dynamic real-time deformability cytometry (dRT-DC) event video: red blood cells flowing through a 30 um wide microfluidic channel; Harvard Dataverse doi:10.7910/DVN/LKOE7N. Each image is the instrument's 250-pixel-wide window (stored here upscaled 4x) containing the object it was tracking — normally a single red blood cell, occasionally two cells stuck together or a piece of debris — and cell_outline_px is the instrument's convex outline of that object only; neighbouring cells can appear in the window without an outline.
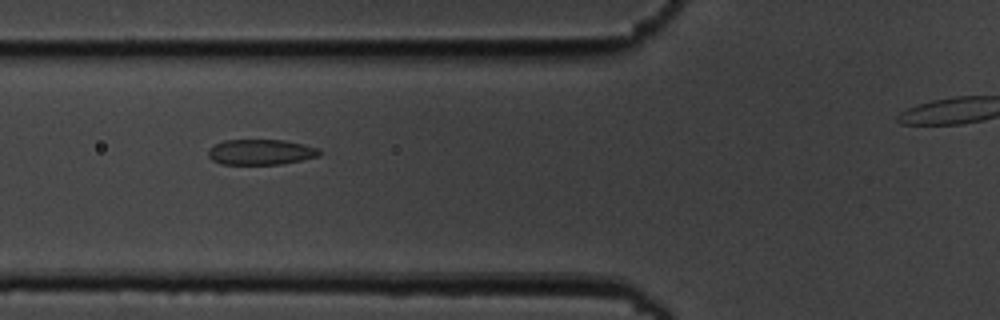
{"species": "common noctule bat (a hibernating species)", "species_latin": "Nyctalus noctula", "temperature_condition": "cold", "stored_images_in_passage": 6, "segment_of_instrument_passage": [1, 2], "camera_frame_rate_fps": 3000, "um_per_image_px": 0.085, "animal": {"sex": "male", "body_mass_g": 19.5, "forearm_length_mm": 54.6}, "frame": {"image": 1, "passage_image": 3, "time_ms": 2.333, "image_size_px": [1000, 320], "cell_outline_px": [[320, 156], [280, 164], [220, 164], [212, 160], [208, 156], [208, 148], [224, 140], [284, 140], [304, 144], [320, 148]], "centroid_in_image_um": [22.16, 12.92], "position_along_channel_um": 103.6, "area_um2": 16.53}}
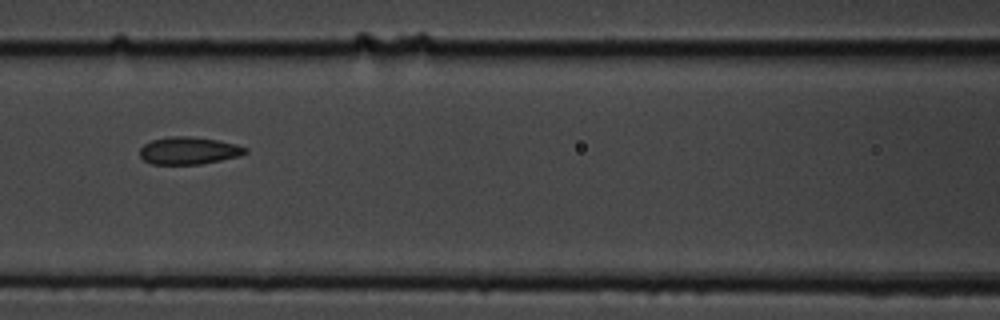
{"frame": {"image": 2, "passage_image": 4, "time_ms": 3.667, "image_size_px": [1000, 320], "cell_outline_px": [[248, 152], [240, 156], [200, 164], [152, 164], [144, 160], [140, 156], [140, 148], [144, 144], [152, 140], [168, 136], [192, 136], [216, 140], [236, 144], [248, 148]], "centroid_in_image_um": [16.05, 12.8], "position_along_channel_um": 150.6, "area_um2": 16.88}}
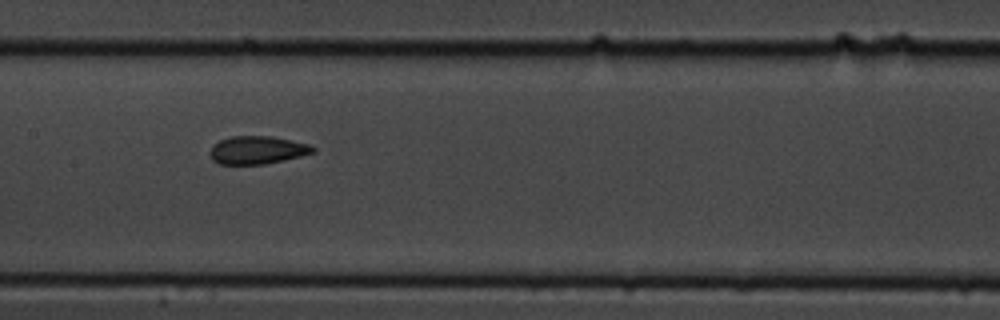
{"frame": {"image": 3, "passage_image": 5, "time_ms": 4.667, "image_size_px": [1000, 320], "cell_outline_px": [[316, 152], [284, 160], [264, 164], [220, 164], [212, 160], [208, 152], [212, 144], [220, 140], [232, 136], [272, 136], [308, 144], [316, 148]], "centroid_in_image_um": [21.84, 12.75], "position_along_channel_um": 185.6, "area_um2": 16.88}}